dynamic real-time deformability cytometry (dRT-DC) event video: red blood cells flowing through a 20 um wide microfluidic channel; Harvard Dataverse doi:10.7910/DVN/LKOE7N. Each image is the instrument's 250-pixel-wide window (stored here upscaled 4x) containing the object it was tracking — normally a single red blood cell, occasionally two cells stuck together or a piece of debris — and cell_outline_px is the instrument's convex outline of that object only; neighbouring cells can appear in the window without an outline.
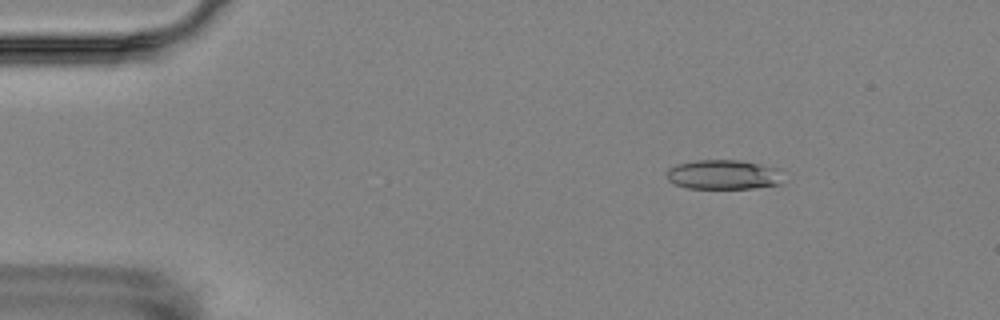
{"species": "Egyptian fruit bat (a non-hibernating species)", "species_latin": "Rousettus aegyptiacus", "temperature_condition": "room temperature", "stored_images_in_passage": 5, "camera_frame_rate_fps": 3000, "um_per_image_px": 0.085, "animal": {"sex": "female"}, "frame": {"image": 1, "passage_image": 2, "time_ms": 1.0, "image_size_px": [1000, 320], "cell_outline_px": [[780, 184], [752, 188], [688, 188], [676, 184], [668, 180], [668, 168], [676, 164], [696, 160], [740, 160], [760, 164], [776, 168]], "centroid_in_image_um": [61.42, 14.83], "position_along_channel_um": 23.6, "area_um2": 19.65}}